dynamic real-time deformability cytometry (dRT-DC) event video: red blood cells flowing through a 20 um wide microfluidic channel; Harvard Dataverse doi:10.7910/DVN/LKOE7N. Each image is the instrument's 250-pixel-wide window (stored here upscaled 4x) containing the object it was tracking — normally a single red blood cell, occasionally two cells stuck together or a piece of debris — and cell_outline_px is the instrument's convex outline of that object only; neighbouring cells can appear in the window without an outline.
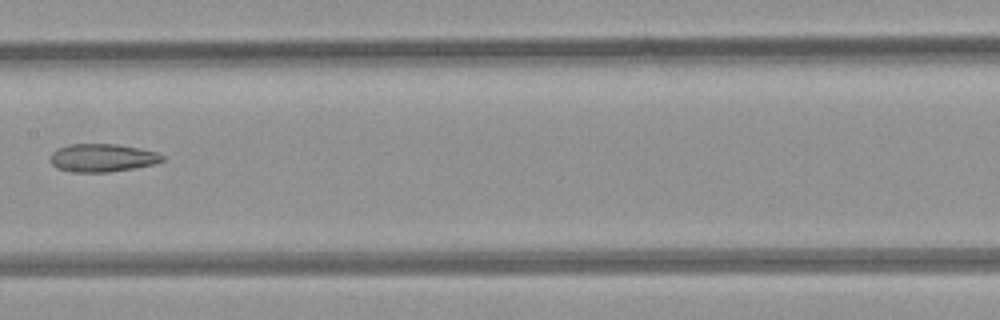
{"species": "common noctule bat (a hibernating species)", "species_latin": "Nyctalus noctula", "temperature_condition": "room temperature", "stored_images_in_passage": 8, "camera_frame_rate_fps": 3000, "um_per_image_px": 0.085, "animal": {"sex": "female", "body_mass_g": 21.9}, "frame": {"image": 1, "passage_image": 7, "time_ms": 7.0, "image_size_px": [1000, 320], "cell_outline_px": [[164, 160], [156, 164], [108, 172], [72, 172], [56, 168], [52, 164], [52, 152], [60, 148], [72, 144], [116, 144], [140, 148], [156, 152], [164, 156]], "centroid_in_image_um": [8.73, 13.42], "position_along_channel_um": 198.7, "area_um2": 18.15}}
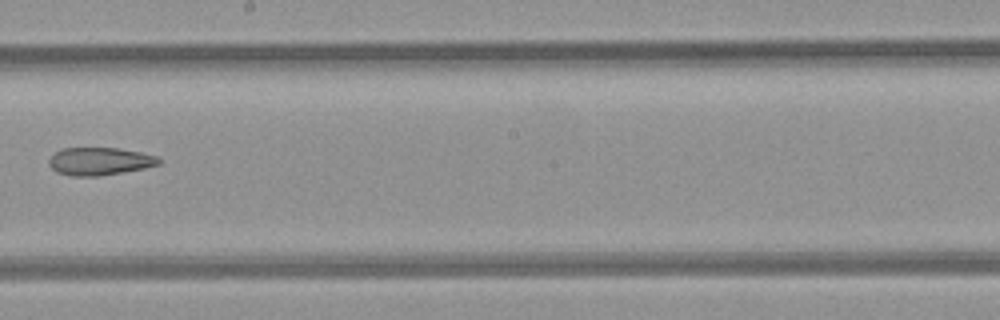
{"frame": {"image": 2, "passage_image": 8, "time_ms": 8.0, "image_size_px": [1000, 320], "cell_outline_px": [[160, 164], [144, 168], [100, 176], [72, 176], [56, 172], [48, 164], [48, 160], [56, 152], [64, 148], [120, 148], [140, 152], [156, 156], [160, 160]], "centroid_in_image_um": [8.46, 13.71], "position_along_channel_um": 239.7, "area_um2": 17.69}}